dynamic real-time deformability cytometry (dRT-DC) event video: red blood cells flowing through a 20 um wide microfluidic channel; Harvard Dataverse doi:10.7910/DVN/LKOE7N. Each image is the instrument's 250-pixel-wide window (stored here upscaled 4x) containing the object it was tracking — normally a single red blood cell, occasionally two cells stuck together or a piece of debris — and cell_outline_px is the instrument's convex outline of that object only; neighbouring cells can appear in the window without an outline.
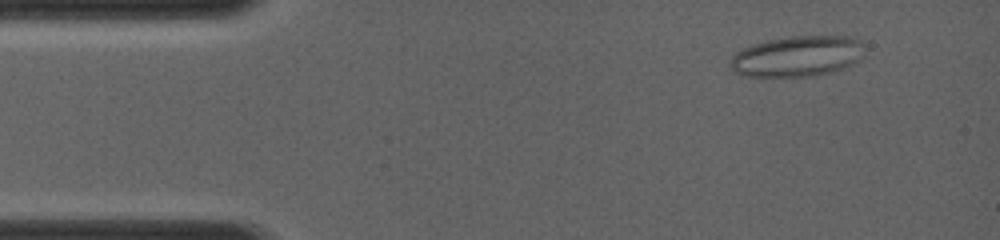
{"species": "common noctule bat (a hibernating species)", "species_latin": "Nyctalus noctula", "temperature_condition": "room temperature", "stored_images_in_passage": 12, "camera_frame_rate_fps": 4000, "um_per_image_px": 0.085, "animal": {"sex": "female", "body_mass_g": 19.0, "forearm_length_mm": 56.7}, "frame": {"image": 1, "passage_image": 3, "time_ms": 1.0, "image_size_px": [1000, 240], "cell_outline_px": [[860, 60], [844, 68], [832, 72], [812, 76], [744, 76], [736, 72], [728, 64], [732, 56], [736, 52], [752, 44], [768, 40], [792, 36], [856, 36], [860, 40]], "centroid_in_image_um": [67.74, 4.78], "position_along_channel_um": 17.3, "area_um2": 31.67}}
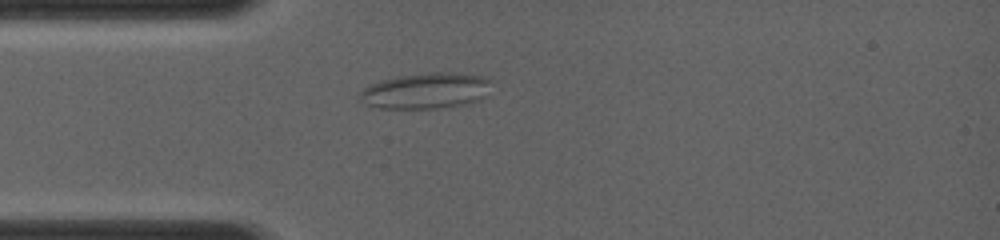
{"frame": {"image": 2, "passage_image": 7, "time_ms": 3.25, "image_size_px": [1000, 240], "cell_outline_px": [[492, 80], [488, 96], [480, 100], [468, 104], [436, 108], [376, 108], [364, 104], [356, 96], [368, 84], [380, 80], [396, 76], [432, 72], [452, 72], [484, 76]], "centroid_in_image_um": [36.21, 7.71], "position_along_channel_um": 48.8, "area_um2": 28.15}}
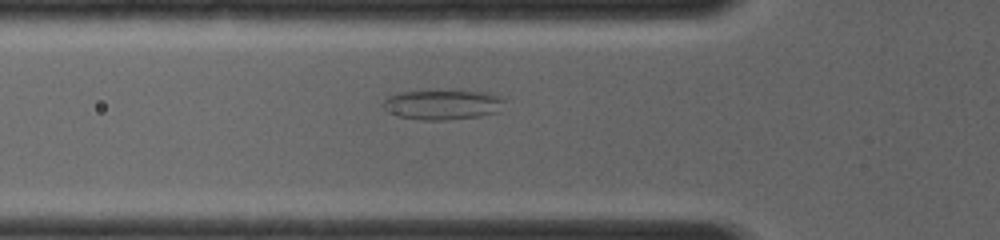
{"frame": {"image": 3, "passage_image": 11, "time_ms": 4.25, "image_size_px": [1000, 240], "cell_outline_px": [[508, 96], [496, 112], [480, 116], [448, 120], [420, 120], [396, 116], [388, 112], [380, 104], [388, 96], [400, 92], [488, 92]], "centroid_in_image_um": [37.62, 8.91], "position_along_channel_um": 88.2, "area_um2": 21.04}}